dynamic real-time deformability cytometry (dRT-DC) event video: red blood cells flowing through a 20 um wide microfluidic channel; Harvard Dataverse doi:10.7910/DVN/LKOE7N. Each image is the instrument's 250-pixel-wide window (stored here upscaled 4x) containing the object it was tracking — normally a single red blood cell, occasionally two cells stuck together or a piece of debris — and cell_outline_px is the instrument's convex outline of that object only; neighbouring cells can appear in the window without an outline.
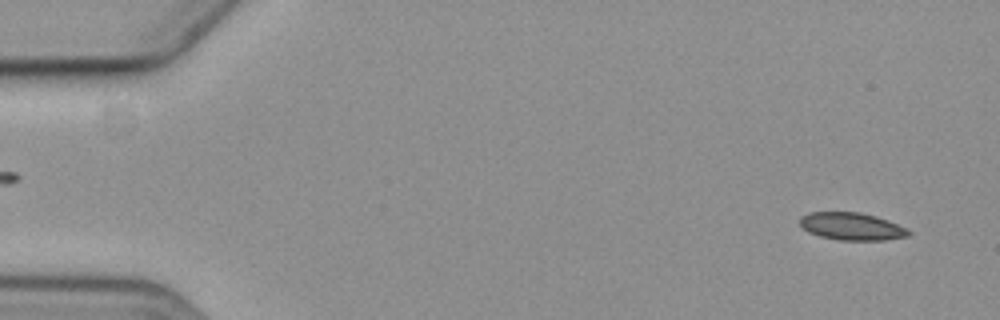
{"species": "common noctule bat (a hibernating species)", "species_latin": "Nyctalus noctula", "temperature_condition": "cold", "stored_images_in_passage": 2, "camera_frame_rate_fps": 3000, "um_per_image_px": 0.085, "animal": {"sex": "female", "body_mass_g": 19.3, "forearm_length_mm": 54.1}, "frame": {"image": 1, "passage_image": 2, "time_ms": 2.0, "image_size_px": [1000, 320], "cell_outline_px": [[912, 232], [908, 236], [884, 240], [840, 240], [820, 236], [808, 232], [800, 224], [800, 216], [808, 212], [860, 212], [876, 216], [888, 220], [908, 228]], "centroid_in_image_um": [72.41, 19.23], "position_along_channel_um": 12.6, "area_um2": 17.51}}